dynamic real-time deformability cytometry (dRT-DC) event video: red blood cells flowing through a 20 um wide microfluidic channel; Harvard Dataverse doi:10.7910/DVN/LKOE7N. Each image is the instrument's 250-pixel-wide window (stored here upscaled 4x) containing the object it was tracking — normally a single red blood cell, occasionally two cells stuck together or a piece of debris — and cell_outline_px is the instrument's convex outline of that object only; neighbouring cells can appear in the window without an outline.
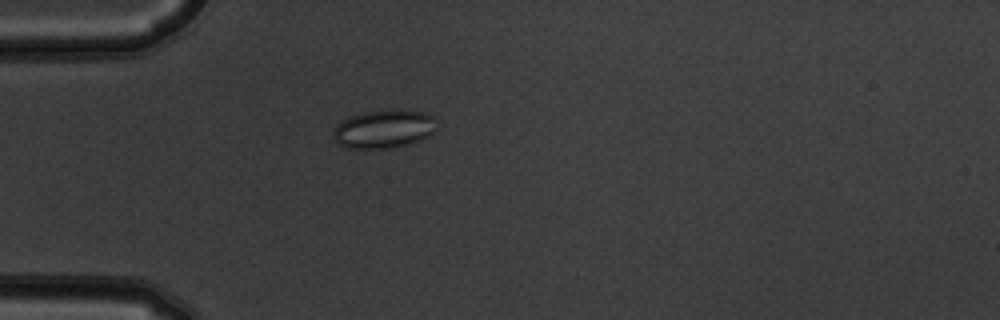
{"species": "common noctule bat (a hibernating species)", "species_latin": "Nyctalus noctula", "temperature_condition": "warm", "stored_images_in_passage": 3, "camera_frame_rate_fps": 3000, "um_per_image_px": 0.085, "animal": {"sex": "male", "body_mass_g": 19.5, "forearm_length_mm": 54.6}, "frame": {"image": 1, "passage_image": 3, "time_ms": 0.667, "image_size_px": [1000, 320], "cell_outline_px": [[436, 132], [420, 140], [408, 144], [392, 148], [348, 148], [336, 144], [336, 124], [352, 116], [364, 112], [392, 108], [424, 112], [436, 116]], "centroid_in_image_um": [32.71, 10.94], "position_along_channel_um": 52.3, "area_um2": 23.29}}